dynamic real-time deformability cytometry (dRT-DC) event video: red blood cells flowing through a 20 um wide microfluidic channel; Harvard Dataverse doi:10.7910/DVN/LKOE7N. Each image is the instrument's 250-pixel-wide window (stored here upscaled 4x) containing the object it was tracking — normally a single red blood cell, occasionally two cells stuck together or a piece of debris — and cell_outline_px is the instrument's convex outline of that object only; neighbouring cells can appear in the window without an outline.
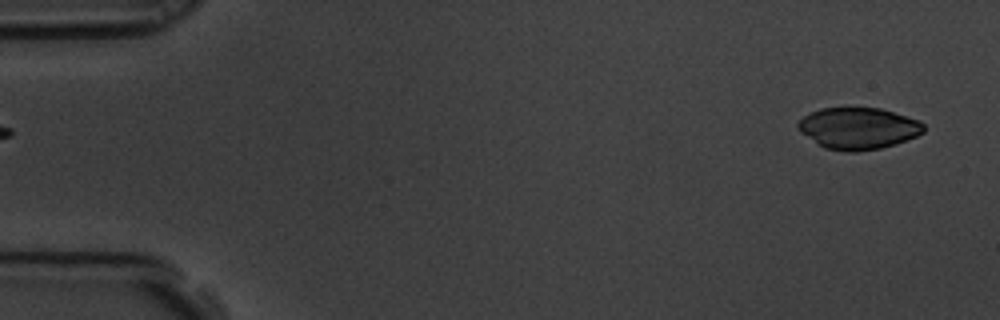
{"species": "common noctule bat (a hibernating species)", "species_latin": "Nyctalus noctula", "temperature_condition": "room temperature", "stored_images_in_passage": 3, "camera_frame_rate_fps": 3000, "um_per_image_px": 0.085, "animal": {"sex": "male", "body_mass_g": 19.5, "forearm_length_mm": 54.6}, "frame": {"image": 1, "passage_image": 3, "time_ms": 0.667, "image_size_px": [1000, 320], "cell_outline_px": [[924, 132], [916, 136], [896, 144], [880, 148], [856, 152], [848, 152], [824, 148], [816, 144], [800, 132], [796, 128], [796, 124], [804, 116], [820, 108], [880, 108], [920, 120], [924, 124]], "centroid_in_image_um": [72.93, 10.92], "position_along_channel_um": 12.1, "area_um2": 30.63}}